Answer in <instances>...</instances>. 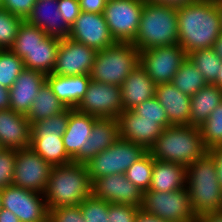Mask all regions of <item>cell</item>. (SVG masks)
I'll return each mask as SVG.
<instances>
[{
    "label": "cell",
    "mask_w": 222,
    "mask_h": 222,
    "mask_svg": "<svg viewBox=\"0 0 222 222\" xmlns=\"http://www.w3.org/2000/svg\"><path fill=\"white\" fill-rule=\"evenodd\" d=\"M178 44L186 54L200 49L213 48L222 33L221 21L215 0H196L177 8Z\"/></svg>",
    "instance_id": "1"
},
{
    "label": "cell",
    "mask_w": 222,
    "mask_h": 222,
    "mask_svg": "<svg viewBox=\"0 0 222 222\" xmlns=\"http://www.w3.org/2000/svg\"><path fill=\"white\" fill-rule=\"evenodd\" d=\"M148 152L159 161L187 166L204 157L208 148L204 144L200 127L171 125L162 131Z\"/></svg>",
    "instance_id": "2"
},
{
    "label": "cell",
    "mask_w": 222,
    "mask_h": 222,
    "mask_svg": "<svg viewBox=\"0 0 222 222\" xmlns=\"http://www.w3.org/2000/svg\"><path fill=\"white\" fill-rule=\"evenodd\" d=\"M92 194V182L86 164L71 162L52 167L44 193L46 206H76Z\"/></svg>",
    "instance_id": "3"
},
{
    "label": "cell",
    "mask_w": 222,
    "mask_h": 222,
    "mask_svg": "<svg viewBox=\"0 0 222 222\" xmlns=\"http://www.w3.org/2000/svg\"><path fill=\"white\" fill-rule=\"evenodd\" d=\"M177 8L144 2L133 45L139 50L178 44Z\"/></svg>",
    "instance_id": "4"
},
{
    "label": "cell",
    "mask_w": 222,
    "mask_h": 222,
    "mask_svg": "<svg viewBox=\"0 0 222 222\" xmlns=\"http://www.w3.org/2000/svg\"><path fill=\"white\" fill-rule=\"evenodd\" d=\"M186 175V188L196 216L199 217L206 212L221 211L222 187L212 157L207 153L187 165Z\"/></svg>",
    "instance_id": "5"
},
{
    "label": "cell",
    "mask_w": 222,
    "mask_h": 222,
    "mask_svg": "<svg viewBox=\"0 0 222 222\" xmlns=\"http://www.w3.org/2000/svg\"><path fill=\"white\" fill-rule=\"evenodd\" d=\"M139 63L140 51L133 43L116 42L110 47L97 51L90 78L96 82L121 87Z\"/></svg>",
    "instance_id": "6"
},
{
    "label": "cell",
    "mask_w": 222,
    "mask_h": 222,
    "mask_svg": "<svg viewBox=\"0 0 222 222\" xmlns=\"http://www.w3.org/2000/svg\"><path fill=\"white\" fill-rule=\"evenodd\" d=\"M146 152L147 150L142 145L119 138L109 148L85 163L89 178L93 182L106 175L125 174L127 169Z\"/></svg>",
    "instance_id": "7"
},
{
    "label": "cell",
    "mask_w": 222,
    "mask_h": 222,
    "mask_svg": "<svg viewBox=\"0 0 222 222\" xmlns=\"http://www.w3.org/2000/svg\"><path fill=\"white\" fill-rule=\"evenodd\" d=\"M141 209L169 222H198L186 187L171 192L147 190Z\"/></svg>",
    "instance_id": "8"
},
{
    "label": "cell",
    "mask_w": 222,
    "mask_h": 222,
    "mask_svg": "<svg viewBox=\"0 0 222 222\" xmlns=\"http://www.w3.org/2000/svg\"><path fill=\"white\" fill-rule=\"evenodd\" d=\"M144 0H107L103 15L115 42L133 43Z\"/></svg>",
    "instance_id": "9"
},
{
    "label": "cell",
    "mask_w": 222,
    "mask_h": 222,
    "mask_svg": "<svg viewBox=\"0 0 222 222\" xmlns=\"http://www.w3.org/2000/svg\"><path fill=\"white\" fill-rule=\"evenodd\" d=\"M186 58L187 54L179 44L158 46L140 51L139 65L156 85L171 83Z\"/></svg>",
    "instance_id": "10"
},
{
    "label": "cell",
    "mask_w": 222,
    "mask_h": 222,
    "mask_svg": "<svg viewBox=\"0 0 222 222\" xmlns=\"http://www.w3.org/2000/svg\"><path fill=\"white\" fill-rule=\"evenodd\" d=\"M53 166L30 146L15 150V168L12 185L44 194Z\"/></svg>",
    "instance_id": "11"
},
{
    "label": "cell",
    "mask_w": 222,
    "mask_h": 222,
    "mask_svg": "<svg viewBox=\"0 0 222 222\" xmlns=\"http://www.w3.org/2000/svg\"><path fill=\"white\" fill-rule=\"evenodd\" d=\"M1 207L14 213L20 222H48L44 194L15 185L0 190Z\"/></svg>",
    "instance_id": "12"
},
{
    "label": "cell",
    "mask_w": 222,
    "mask_h": 222,
    "mask_svg": "<svg viewBox=\"0 0 222 222\" xmlns=\"http://www.w3.org/2000/svg\"><path fill=\"white\" fill-rule=\"evenodd\" d=\"M75 109L98 118H117L124 111L121 87L91 80Z\"/></svg>",
    "instance_id": "13"
},
{
    "label": "cell",
    "mask_w": 222,
    "mask_h": 222,
    "mask_svg": "<svg viewBox=\"0 0 222 222\" xmlns=\"http://www.w3.org/2000/svg\"><path fill=\"white\" fill-rule=\"evenodd\" d=\"M97 51L69 37L61 38L56 63L51 74L59 76L90 75Z\"/></svg>",
    "instance_id": "14"
},
{
    "label": "cell",
    "mask_w": 222,
    "mask_h": 222,
    "mask_svg": "<svg viewBox=\"0 0 222 222\" xmlns=\"http://www.w3.org/2000/svg\"><path fill=\"white\" fill-rule=\"evenodd\" d=\"M68 37L96 51L105 49L116 43L110 34L103 13L81 11L74 24L70 27Z\"/></svg>",
    "instance_id": "15"
},
{
    "label": "cell",
    "mask_w": 222,
    "mask_h": 222,
    "mask_svg": "<svg viewBox=\"0 0 222 222\" xmlns=\"http://www.w3.org/2000/svg\"><path fill=\"white\" fill-rule=\"evenodd\" d=\"M92 194L110 204H143V192L138 189L125 174L116 173L95 179L92 182Z\"/></svg>",
    "instance_id": "16"
},
{
    "label": "cell",
    "mask_w": 222,
    "mask_h": 222,
    "mask_svg": "<svg viewBox=\"0 0 222 222\" xmlns=\"http://www.w3.org/2000/svg\"><path fill=\"white\" fill-rule=\"evenodd\" d=\"M119 138L142 145L147 151L164 130L158 120L142 119L132 110H124L117 117Z\"/></svg>",
    "instance_id": "17"
},
{
    "label": "cell",
    "mask_w": 222,
    "mask_h": 222,
    "mask_svg": "<svg viewBox=\"0 0 222 222\" xmlns=\"http://www.w3.org/2000/svg\"><path fill=\"white\" fill-rule=\"evenodd\" d=\"M31 130L32 125L26 115L12 109L0 110V144L3 149L28 148Z\"/></svg>",
    "instance_id": "18"
},
{
    "label": "cell",
    "mask_w": 222,
    "mask_h": 222,
    "mask_svg": "<svg viewBox=\"0 0 222 222\" xmlns=\"http://www.w3.org/2000/svg\"><path fill=\"white\" fill-rule=\"evenodd\" d=\"M118 139L117 118H98L92 126L89 138L85 140V149H80V152L72 160L85 164L96 154L113 145Z\"/></svg>",
    "instance_id": "19"
},
{
    "label": "cell",
    "mask_w": 222,
    "mask_h": 222,
    "mask_svg": "<svg viewBox=\"0 0 222 222\" xmlns=\"http://www.w3.org/2000/svg\"><path fill=\"white\" fill-rule=\"evenodd\" d=\"M45 74L31 69H24L9 89L10 109L27 115L40 87L46 81Z\"/></svg>",
    "instance_id": "20"
},
{
    "label": "cell",
    "mask_w": 222,
    "mask_h": 222,
    "mask_svg": "<svg viewBox=\"0 0 222 222\" xmlns=\"http://www.w3.org/2000/svg\"><path fill=\"white\" fill-rule=\"evenodd\" d=\"M58 9L57 0H37L26 21L43 30L48 36L66 38L70 34V27L63 20Z\"/></svg>",
    "instance_id": "21"
},
{
    "label": "cell",
    "mask_w": 222,
    "mask_h": 222,
    "mask_svg": "<svg viewBox=\"0 0 222 222\" xmlns=\"http://www.w3.org/2000/svg\"><path fill=\"white\" fill-rule=\"evenodd\" d=\"M155 97L166 111L170 125H189L191 97L172 83L157 84Z\"/></svg>",
    "instance_id": "22"
},
{
    "label": "cell",
    "mask_w": 222,
    "mask_h": 222,
    "mask_svg": "<svg viewBox=\"0 0 222 222\" xmlns=\"http://www.w3.org/2000/svg\"><path fill=\"white\" fill-rule=\"evenodd\" d=\"M46 81L66 108L75 109L87 91L90 75L59 76L48 74Z\"/></svg>",
    "instance_id": "23"
},
{
    "label": "cell",
    "mask_w": 222,
    "mask_h": 222,
    "mask_svg": "<svg viewBox=\"0 0 222 222\" xmlns=\"http://www.w3.org/2000/svg\"><path fill=\"white\" fill-rule=\"evenodd\" d=\"M156 84L146 71L138 65L125 79L121 86L124 110H132L140 103L155 96Z\"/></svg>",
    "instance_id": "24"
},
{
    "label": "cell",
    "mask_w": 222,
    "mask_h": 222,
    "mask_svg": "<svg viewBox=\"0 0 222 222\" xmlns=\"http://www.w3.org/2000/svg\"><path fill=\"white\" fill-rule=\"evenodd\" d=\"M97 119L96 116L69 108V120L62 140L65 151L71 159L80 152V149H85V140L89 138L92 126Z\"/></svg>",
    "instance_id": "25"
},
{
    "label": "cell",
    "mask_w": 222,
    "mask_h": 222,
    "mask_svg": "<svg viewBox=\"0 0 222 222\" xmlns=\"http://www.w3.org/2000/svg\"><path fill=\"white\" fill-rule=\"evenodd\" d=\"M186 166L154 159L149 190L171 192L186 187Z\"/></svg>",
    "instance_id": "26"
},
{
    "label": "cell",
    "mask_w": 222,
    "mask_h": 222,
    "mask_svg": "<svg viewBox=\"0 0 222 222\" xmlns=\"http://www.w3.org/2000/svg\"><path fill=\"white\" fill-rule=\"evenodd\" d=\"M60 41L61 38L47 36L41 44H38L22 58L24 67L45 75L51 74L56 63Z\"/></svg>",
    "instance_id": "27"
},
{
    "label": "cell",
    "mask_w": 222,
    "mask_h": 222,
    "mask_svg": "<svg viewBox=\"0 0 222 222\" xmlns=\"http://www.w3.org/2000/svg\"><path fill=\"white\" fill-rule=\"evenodd\" d=\"M222 102V89L207 84L191 97L189 125L200 127Z\"/></svg>",
    "instance_id": "28"
},
{
    "label": "cell",
    "mask_w": 222,
    "mask_h": 222,
    "mask_svg": "<svg viewBox=\"0 0 222 222\" xmlns=\"http://www.w3.org/2000/svg\"><path fill=\"white\" fill-rule=\"evenodd\" d=\"M30 148L53 167L73 162L65 151L62 136L31 135Z\"/></svg>",
    "instance_id": "29"
},
{
    "label": "cell",
    "mask_w": 222,
    "mask_h": 222,
    "mask_svg": "<svg viewBox=\"0 0 222 222\" xmlns=\"http://www.w3.org/2000/svg\"><path fill=\"white\" fill-rule=\"evenodd\" d=\"M65 109L66 107L55 96L48 82L45 81L40 87L39 92L26 116L32 125L41 119L57 115Z\"/></svg>",
    "instance_id": "30"
},
{
    "label": "cell",
    "mask_w": 222,
    "mask_h": 222,
    "mask_svg": "<svg viewBox=\"0 0 222 222\" xmlns=\"http://www.w3.org/2000/svg\"><path fill=\"white\" fill-rule=\"evenodd\" d=\"M171 83L181 92L192 97L207 85L198 68L187 57L173 76Z\"/></svg>",
    "instance_id": "31"
},
{
    "label": "cell",
    "mask_w": 222,
    "mask_h": 222,
    "mask_svg": "<svg viewBox=\"0 0 222 222\" xmlns=\"http://www.w3.org/2000/svg\"><path fill=\"white\" fill-rule=\"evenodd\" d=\"M187 57L198 68L207 84L216 81L222 60L212 48L191 51Z\"/></svg>",
    "instance_id": "32"
},
{
    "label": "cell",
    "mask_w": 222,
    "mask_h": 222,
    "mask_svg": "<svg viewBox=\"0 0 222 222\" xmlns=\"http://www.w3.org/2000/svg\"><path fill=\"white\" fill-rule=\"evenodd\" d=\"M43 30L23 20L10 50L21 59L47 37Z\"/></svg>",
    "instance_id": "33"
},
{
    "label": "cell",
    "mask_w": 222,
    "mask_h": 222,
    "mask_svg": "<svg viewBox=\"0 0 222 222\" xmlns=\"http://www.w3.org/2000/svg\"><path fill=\"white\" fill-rule=\"evenodd\" d=\"M153 163L154 158L147 151L125 172L126 178L130 180L143 193L150 188Z\"/></svg>",
    "instance_id": "34"
},
{
    "label": "cell",
    "mask_w": 222,
    "mask_h": 222,
    "mask_svg": "<svg viewBox=\"0 0 222 222\" xmlns=\"http://www.w3.org/2000/svg\"><path fill=\"white\" fill-rule=\"evenodd\" d=\"M25 69L23 60L10 49L0 50V85L10 89Z\"/></svg>",
    "instance_id": "35"
},
{
    "label": "cell",
    "mask_w": 222,
    "mask_h": 222,
    "mask_svg": "<svg viewBox=\"0 0 222 222\" xmlns=\"http://www.w3.org/2000/svg\"><path fill=\"white\" fill-rule=\"evenodd\" d=\"M205 146L210 149L222 143V102L200 126Z\"/></svg>",
    "instance_id": "36"
},
{
    "label": "cell",
    "mask_w": 222,
    "mask_h": 222,
    "mask_svg": "<svg viewBox=\"0 0 222 222\" xmlns=\"http://www.w3.org/2000/svg\"><path fill=\"white\" fill-rule=\"evenodd\" d=\"M69 108L57 115L41 119L32 124L31 135H58L62 136L67 128Z\"/></svg>",
    "instance_id": "37"
},
{
    "label": "cell",
    "mask_w": 222,
    "mask_h": 222,
    "mask_svg": "<svg viewBox=\"0 0 222 222\" xmlns=\"http://www.w3.org/2000/svg\"><path fill=\"white\" fill-rule=\"evenodd\" d=\"M23 19L0 7V50L10 49Z\"/></svg>",
    "instance_id": "38"
},
{
    "label": "cell",
    "mask_w": 222,
    "mask_h": 222,
    "mask_svg": "<svg viewBox=\"0 0 222 222\" xmlns=\"http://www.w3.org/2000/svg\"><path fill=\"white\" fill-rule=\"evenodd\" d=\"M79 206L85 222H109V202L91 194Z\"/></svg>",
    "instance_id": "39"
},
{
    "label": "cell",
    "mask_w": 222,
    "mask_h": 222,
    "mask_svg": "<svg viewBox=\"0 0 222 222\" xmlns=\"http://www.w3.org/2000/svg\"><path fill=\"white\" fill-rule=\"evenodd\" d=\"M137 115H142V119L158 120V124L163 128H167L170 125L166 115V111L159 103L158 99L153 98L146 100L132 109Z\"/></svg>",
    "instance_id": "40"
},
{
    "label": "cell",
    "mask_w": 222,
    "mask_h": 222,
    "mask_svg": "<svg viewBox=\"0 0 222 222\" xmlns=\"http://www.w3.org/2000/svg\"><path fill=\"white\" fill-rule=\"evenodd\" d=\"M15 168V150L0 151V190L12 185Z\"/></svg>",
    "instance_id": "41"
},
{
    "label": "cell",
    "mask_w": 222,
    "mask_h": 222,
    "mask_svg": "<svg viewBox=\"0 0 222 222\" xmlns=\"http://www.w3.org/2000/svg\"><path fill=\"white\" fill-rule=\"evenodd\" d=\"M48 222H85L80 206L48 209Z\"/></svg>",
    "instance_id": "42"
},
{
    "label": "cell",
    "mask_w": 222,
    "mask_h": 222,
    "mask_svg": "<svg viewBox=\"0 0 222 222\" xmlns=\"http://www.w3.org/2000/svg\"><path fill=\"white\" fill-rule=\"evenodd\" d=\"M139 207L134 205L110 204L108 208L109 222H135Z\"/></svg>",
    "instance_id": "43"
},
{
    "label": "cell",
    "mask_w": 222,
    "mask_h": 222,
    "mask_svg": "<svg viewBox=\"0 0 222 222\" xmlns=\"http://www.w3.org/2000/svg\"><path fill=\"white\" fill-rule=\"evenodd\" d=\"M37 0H2V6L10 13L26 20Z\"/></svg>",
    "instance_id": "44"
},
{
    "label": "cell",
    "mask_w": 222,
    "mask_h": 222,
    "mask_svg": "<svg viewBox=\"0 0 222 222\" xmlns=\"http://www.w3.org/2000/svg\"><path fill=\"white\" fill-rule=\"evenodd\" d=\"M59 9L63 20L71 27L76 18L80 15L81 9L78 0H57Z\"/></svg>",
    "instance_id": "45"
},
{
    "label": "cell",
    "mask_w": 222,
    "mask_h": 222,
    "mask_svg": "<svg viewBox=\"0 0 222 222\" xmlns=\"http://www.w3.org/2000/svg\"><path fill=\"white\" fill-rule=\"evenodd\" d=\"M80 9L88 13H103L107 0H78Z\"/></svg>",
    "instance_id": "46"
},
{
    "label": "cell",
    "mask_w": 222,
    "mask_h": 222,
    "mask_svg": "<svg viewBox=\"0 0 222 222\" xmlns=\"http://www.w3.org/2000/svg\"><path fill=\"white\" fill-rule=\"evenodd\" d=\"M208 154L215 162L218 181L222 187V146L211 147L208 149Z\"/></svg>",
    "instance_id": "47"
},
{
    "label": "cell",
    "mask_w": 222,
    "mask_h": 222,
    "mask_svg": "<svg viewBox=\"0 0 222 222\" xmlns=\"http://www.w3.org/2000/svg\"><path fill=\"white\" fill-rule=\"evenodd\" d=\"M135 222H169L164 219L158 218L155 215L145 212L143 209H139Z\"/></svg>",
    "instance_id": "48"
},
{
    "label": "cell",
    "mask_w": 222,
    "mask_h": 222,
    "mask_svg": "<svg viewBox=\"0 0 222 222\" xmlns=\"http://www.w3.org/2000/svg\"><path fill=\"white\" fill-rule=\"evenodd\" d=\"M144 1L150 2V3L164 4L170 7L178 8V7L186 6L189 3H192L196 0H144Z\"/></svg>",
    "instance_id": "49"
},
{
    "label": "cell",
    "mask_w": 222,
    "mask_h": 222,
    "mask_svg": "<svg viewBox=\"0 0 222 222\" xmlns=\"http://www.w3.org/2000/svg\"><path fill=\"white\" fill-rule=\"evenodd\" d=\"M198 222H222V211L206 212L198 217Z\"/></svg>",
    "instance_id": "50"
},
{
    "label": "cell",
    "mask_w": 222,
    "mask_h": 222,
    "mask_svg": "<svg viewBox=\"0 0 222 222\" xmlns=\"http://www.w3.org/2000/svg\"><path fill=\"white\" fill-rule=\"evenodd\" d=\"M10 109L9 89L0 85V110Z\"/></svg>",
    "instance_id": "51"
},
{
    "label": "cell",
    "mask_w": 222,
    "mask_h": 222,
    "mask_svg": "<svg viewBox=\"0 0 222 222\" xmlns=\"http://www.w3.org/2000/svg\"><path fill=\"white\" fill-rule=\"evenodd\" d=\"M0 222H20L19 218L8 209L1 208Z\"/></svg>",
    "instance_id": "52"
},
{
    "label": "cell",
    "mask_w": 222,
    "mask_h": 222,
    "mask_svg": "<svg viewBox=\"0 0 222 222\" xmlns=\"http://www.w3.org/2000/svg\"><path fill=\"white\" fill-rule=\"evenodd\" d=\"M222 60V33L219 35L212 48Z\"/></svg>",
    "instance_id": "53"
},
{
    "label": "cell",
    "mask_w": 222,
    "mask_h": 222,
    "mask_svg": "<svg viewBox=\"0 0 222 222\" xmlns=\"http://www.w3.org/2000/svg\"><path fill=\"white\" fill-rule=\"evenodd\" d=\"M219 71L220 72L217 76L216 81L213 83V85H216L218 88L222 89V63H221V69Z\"/></svg>",
    "instance_id": "54"
},
{
    "label": "cell",
    "mask_w": 222,
    "mask_h": 222,
    "mask_svg": "<svg viewBox=\"0 0 222 222\" xmlns=\"http://www.w3.org/2000/svg\"><path fill=\"white\" fill-rule=\"evenodd\" d=\"M220 14L221 31H222V0H215Z\"/></svg>",
    "instance_id": "55"
},
{
    "label": "cell",
    "mask_w": 222,
    "mask_h": 222,
    "mask_svg": "<svg viewBox=\"0 0 222 222\" xmlns=\"http://www.w3.org/2000/svg\"><path fill=\"white\" fill-rule=\"evenodd\" d=\"M1 208H2V207H1V194H0V210H1Z\"/></svg>",
    "instance_id": "56"
}]
</instances>
